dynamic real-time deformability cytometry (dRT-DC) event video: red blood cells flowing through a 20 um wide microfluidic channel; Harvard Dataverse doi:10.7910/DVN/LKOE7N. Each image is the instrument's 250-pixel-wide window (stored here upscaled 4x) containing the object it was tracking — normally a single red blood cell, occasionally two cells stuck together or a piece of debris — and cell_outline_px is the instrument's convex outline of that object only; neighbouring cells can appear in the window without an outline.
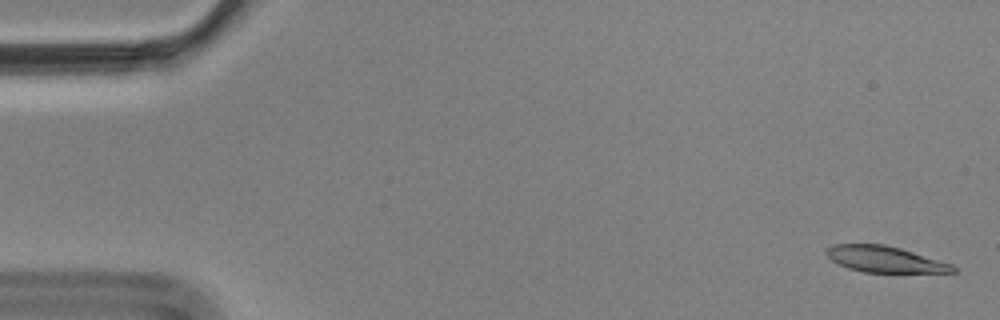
{"species": "Egyptian fruit bat (a non-hibernating species)", "species_latin": "Rousettus aegyptiacus", "temperature_condition": "cold", "stored_images_in_passage": 4, "camera_frame_rate_fps": 3000, "um_per_image_px": 0.085, "animal": {"sex": "male"}, "frame": {"image": 1, "passage_image": 1, "time_ms": 0.0, "image_size_px": [1000, 320], "cell_outline_px": [[956, 272], [864, 272], [848, 268], [832, 260], [824, 252], [832, 244], [884, 244], [900, 248], [952, 264], [956, 268]], "centroid_in_image_um": [75.19, 22.03], "position_along_channel_um": 9.8, "area_um2": 19.02}}
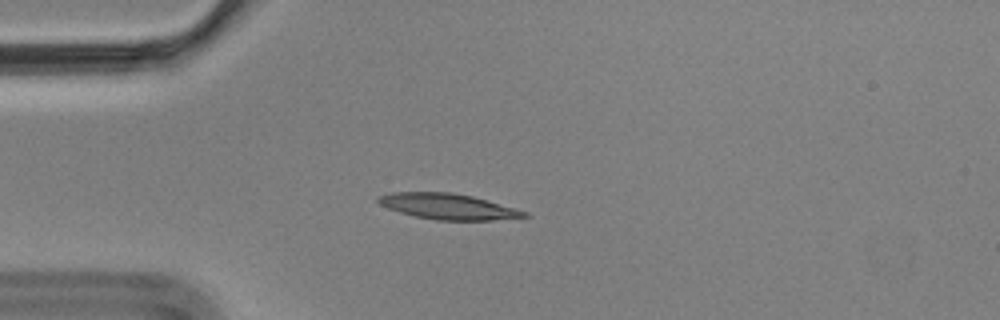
{"frame": {"image": 2, "passage_image": 4, "time_ms": 1.0, "image_size_px": [1000, 320], "cell_outline_px": [[532, 216], [492, 220], [436, 220], [416, 216], [400, 212], [388, 208], [380, 204], [376, 200], [376, 196], [392, 192], [452, 192], [472, 196], [528, 212]], "centroid_in_image_um": [38.06, 17.54], "position_along_channel_um": 46.9, "area_um2": 21.79}}